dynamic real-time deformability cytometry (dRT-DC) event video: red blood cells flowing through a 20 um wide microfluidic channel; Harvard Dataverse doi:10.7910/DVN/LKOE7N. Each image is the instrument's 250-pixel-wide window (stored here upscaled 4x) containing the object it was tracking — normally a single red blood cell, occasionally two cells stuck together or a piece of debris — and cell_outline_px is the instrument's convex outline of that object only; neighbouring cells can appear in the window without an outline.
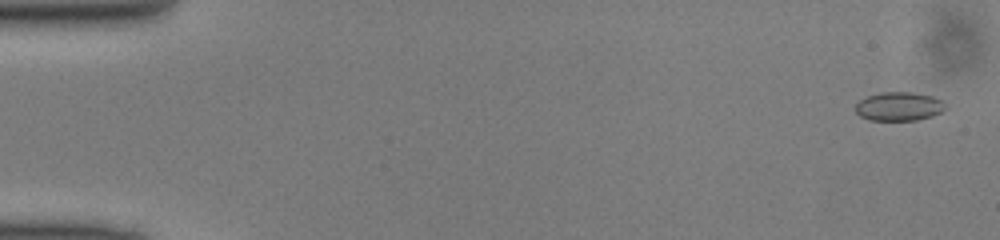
{"species": "common noctule bat (a hibernating species)", "species_latin": "Nyctalus noctula", "temperature_condition": "cold", "stored_images_in_passage": 50, "camera_frame_rate_fps": 3000, "um_per_image_px": 0.085, "animal": {"sex": "male", "body_mass_g": 13.0, "forearm_length_mm": 53.1}, "frame": {"image": 1, "passage_image": 2, "time_ms": 0.333, "image_size_px": [1000, 240], "cell_outline_px": [[948, 108], [944, 112], [932, 116], [916, 120], [868, 120], [860, 116], [856, 112], [856, 104], [860, 100], [868, 96], [884, 92], [912, 92], [932, 96], [944, 100]], "centroid_in_image_um": [76.48, 9.05], "position_along_channel_um": 8.5, "area_um2": 15.26}}
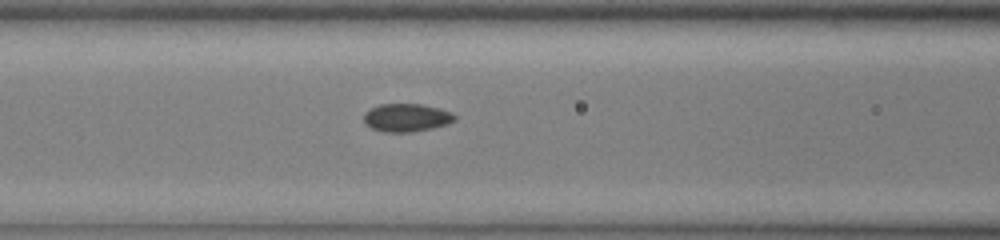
{"frame": {"image": 2, "passage_image": 21, "time_ms": 6.667, "image_size_px": [1000, 240], "cell_outline_px": [[456, 120], [448, 124], [432, 128], [408, 132], [384, 132], [372, 128], [364, 124], [364, 112], [380, 104], [420, 104], [440, 108], [452, 112], [456, 116]], "centroid_in_image_um": [34.57, 10.0], "position_along_channel_um": 132.0, "area_um2": 14.91}}
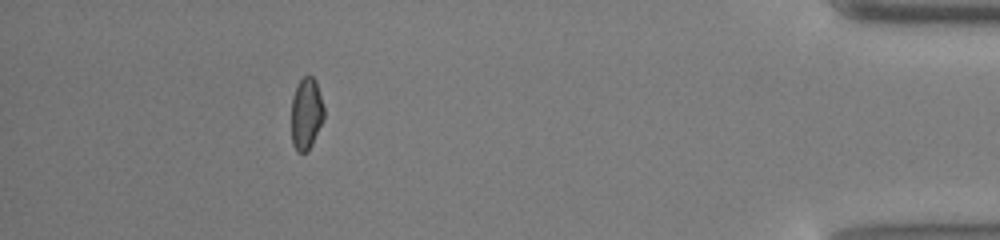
{"frame": {"image": 3, "passage_image": 45, "time_ms": 14.667, "image_size_px": [1000, 240], "cell_outline_px": [[324, 116], [312, 144], [308, 152], [296, 152], [292, 144], [292, 96], [300, 80], [304, 76], [312, 76], [316, 80], [324, 108]], "centroid_in_image_um": [26.03, 9.67], "position_along_channel_um": 409.2, "area_um2": 13.58}}